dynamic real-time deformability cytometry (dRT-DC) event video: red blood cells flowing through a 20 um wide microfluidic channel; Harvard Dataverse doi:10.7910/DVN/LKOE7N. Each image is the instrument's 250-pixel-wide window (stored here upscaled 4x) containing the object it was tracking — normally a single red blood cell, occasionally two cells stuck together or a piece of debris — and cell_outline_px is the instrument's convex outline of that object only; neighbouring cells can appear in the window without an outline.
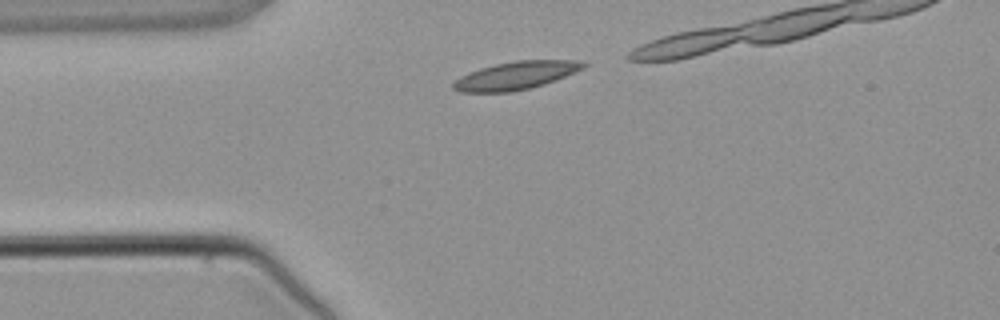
{"species": "common noctule bat (a hibernating species)", "species_latin": "Nyctalus noctula", "temperature_condition": "warm", "stored_images_in_passage": 5, "camera_frame_rate_fps": 3000, "um_per_image_px": 0.085, "animal": {"sex": "male", "body_mass_g": 21.5, "forearm_length_mm": 52.0}, "frame": {"image": 1, "passage_image": 1, "time_ms": 0.0, "image_size_px": [1000, 320], "cell_outline_px": [[588, 64], [584, 68], [544, 84], [512, 92], [460, 92], [452, 88], [452, 84], [460, 76], [480, 68], [496, 64], [516, 60], [580, 60]], "centroid_in_image_um": [43.84, 6.41], "position_along_channel_um": 41.2, "area_um2": 21.04}}
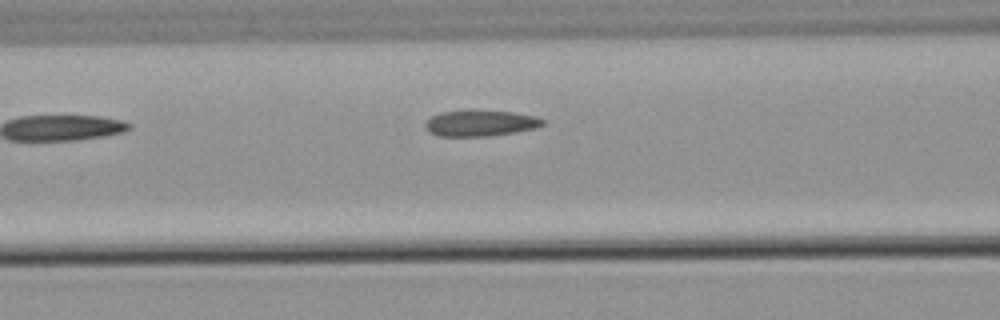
{"frame": {"image": 2, "passage_image": 5, "time_ms": 5.0, "image_size_px": [1000, 320], "cell_outline_px": [[544, 124], [536, 128], [516, 132], [492, 136], [440, 136], [428, 132], [424, 128], [424, 124], [432, 116], [440, 112], [512, 112], [536, 116], [544, 120]], "centroid_in_image_um": [40.84, 10.5], "position_along_channel_um": 125.8, "area_um2": 17.4}}